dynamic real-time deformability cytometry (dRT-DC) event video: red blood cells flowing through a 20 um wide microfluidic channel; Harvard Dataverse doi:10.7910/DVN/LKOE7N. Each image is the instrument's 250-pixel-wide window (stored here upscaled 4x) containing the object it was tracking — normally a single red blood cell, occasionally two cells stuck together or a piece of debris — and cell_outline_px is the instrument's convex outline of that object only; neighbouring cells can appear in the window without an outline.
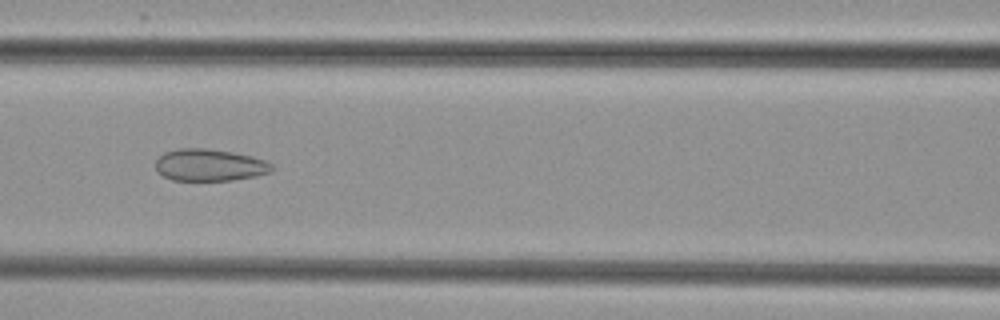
{"species": "common noctule bat (a hibernating species)", "species_latin": "Nyctalus noctula", "temperature_condition": "cold", "stored_images_in_passage": 8, "camera_frame_rate_fps": 3000, "um_per_image_px": 0.085, "animal": {"sex": "female", "body_mass_g": 29.2, "forearm_length_mm": 56.3}, "frame": {"image": 1, "passage_image": 6, "time_ms": 5.667, "image_size_px": [1000, 320], "cell_outline_px": [[272, 172], [256, 176], [232, 180], [172, 180], [164, 176], [156, 168], [156, 160], [164, 152], [176, 148], [208, 148], [232, 152], [252, 156], [264, 160], [272, 164]], "centroid_in_image_um": [17.82, 14.02], "position_along_channel_um": 148.8, "area_um2": 21.68}}
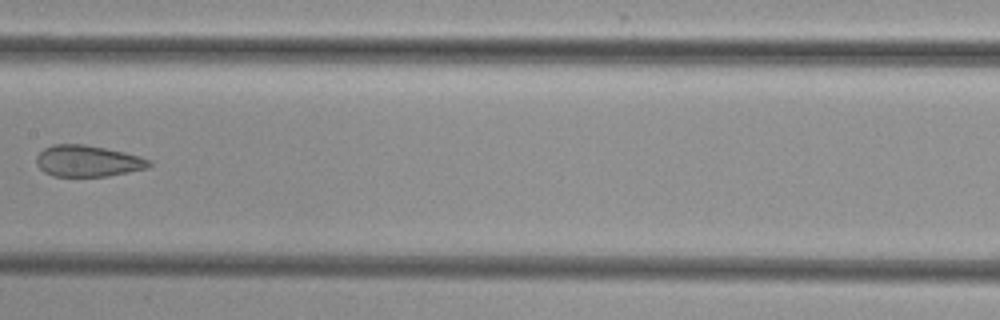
{"frame": {"image": 2, "passage_image": 7, "time_ms": 7.0, "image_size_px": [1000, 320], "cell_outline_px": [[152, 164], [148, 168], [108, 176], [52, 176], [44, 172], [36, 164], [36, 156], [44, 148], [52, 144], [84, 144], [124, 152], [140, 156], [152, 160]], "centroid_in_image_um": [7.46, 13.68], "position_along_channel_um": 199.9, "area_um2": 20.69}}
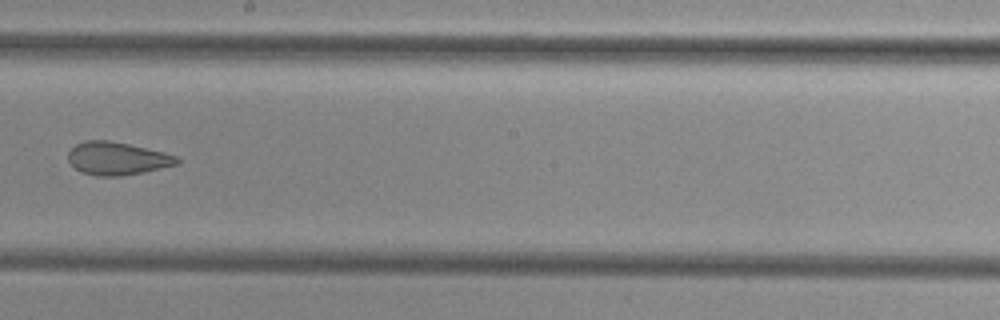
{"frame": {"image": 3, "passage_image": 8, "time_ms": 8.0, "image_size_px": [1000, 320], "cell_outline_px": [[180, 164], [144, 172], [120, 176], [96, 176], [80, 172], [68, 160], [68, 152], [76, 144], [84, 140], [108, 140], [128, 144], [176, 156], [180, 160]], "centroid_in_image_um": [9.94, 13.48], "position_along_channel_um": 238.3, "area_um2": 20.75}}